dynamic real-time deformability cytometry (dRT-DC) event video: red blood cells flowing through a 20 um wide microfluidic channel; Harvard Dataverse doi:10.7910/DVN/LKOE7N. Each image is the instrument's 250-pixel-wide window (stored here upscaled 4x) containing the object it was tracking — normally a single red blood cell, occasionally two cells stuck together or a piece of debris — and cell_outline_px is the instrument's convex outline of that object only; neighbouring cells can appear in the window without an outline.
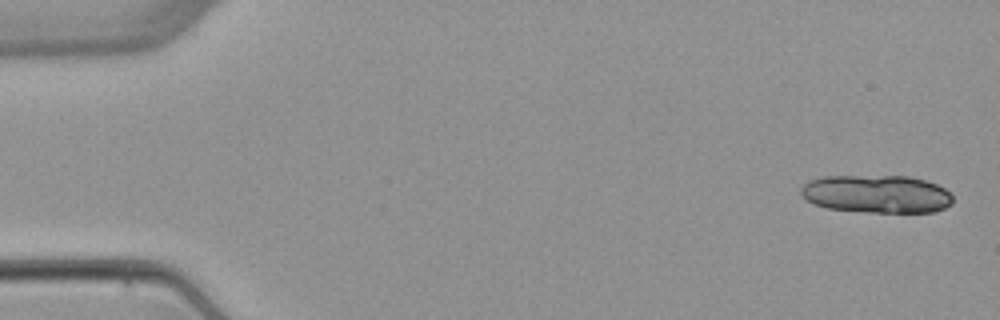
{"species": "common noctule bat (a hibernating species)", "species_latin": "Nyctalus noctula", "temperature_condition": "warm", "stored_images_in_passage": 7, "segment_of_instrument_passage": [1, 2], "camera_frame_rate_fps": 3000, "um_per_image_px": 0.085, "animal": {"sex": "female", "body_mass_g": 22.7, "forearm_length_mm": 54.2}, "frame": {"image": 1, "passage_image": 1, "time_ms": 0.0, "image_size_px": [1000, 320], "cell_outline_px": [[952, 204], [944, 208], [932, 212], [872, 212], [828, 208], [816, 204], [808, 200], [800, 192], [800, 188], [808, 180], [824, 176], [908, 176], [924, 180], [936, 184], [944, 188], [952, 196]], "centroid_in_image_um": [74.52, 16.48], "position_along_channel_um": 10.5, "area_um2": 33.41}}